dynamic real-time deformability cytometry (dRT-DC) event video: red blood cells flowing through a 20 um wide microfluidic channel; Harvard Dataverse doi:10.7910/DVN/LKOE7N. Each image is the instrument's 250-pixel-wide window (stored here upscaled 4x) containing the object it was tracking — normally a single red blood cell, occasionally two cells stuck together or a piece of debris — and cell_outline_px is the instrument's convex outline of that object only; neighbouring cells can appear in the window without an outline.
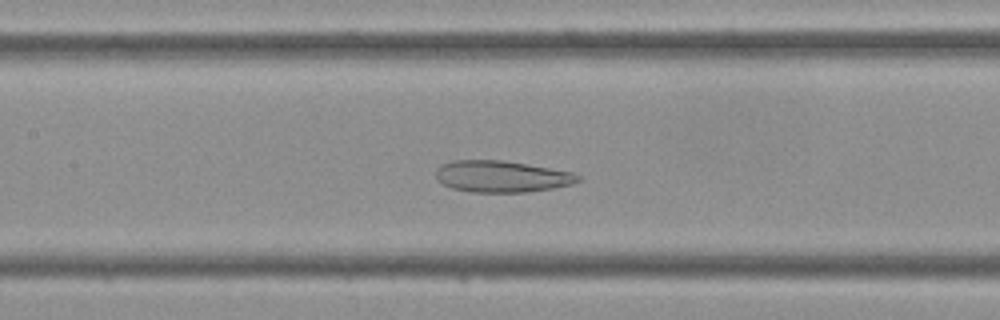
{"species": "Egyptian fruit bat (a non-hibernating species)", "species_latin": "Rousettus aegyptiacus", "temperature_condition": "cold", "stored_images_in_passage": 43, "camera_frame_rate_fps": 3000, "um_per_image_px": 0.085, "frame": {"image": 1, "passage_image": 19, "time_ms": 6.0, "image_size_px": [1000, 320], "cell_outline_px": [[580, 180], [572, 184], [552, 188], [528, 192], [472, 192], [452, 188], [444, 184], [436, 176], [436, 168], [440, 164], [452, 160], [504, 160], [572, 172], [580, 176]], "centroid_in_image_um": [42.62, 14.99], "position_along_channel_um": 164.8, "area_um2": 26.07}}
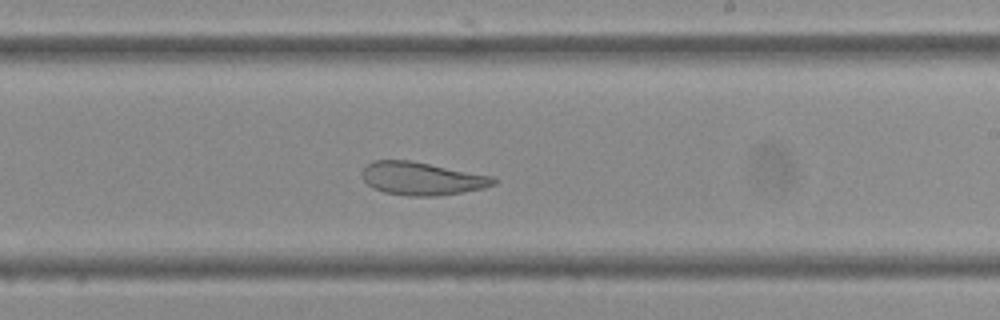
{"frame": {"image": 2, "passage_image": 25, "time_ms": 8.0, "image_size_px": [1000, 320], "cell_outline_px": [[496, 184], [484, 188], [436, 196], [408, 196], [384, 192], [372, 188], [364, 180], [360, 172], [372, 160], [412, 160], [492, 176], [496, 180]], "centroid_in_image_um": [35.83, 15.17], "position_along_channel_um": 253.2, "area_um2": 25.32}}
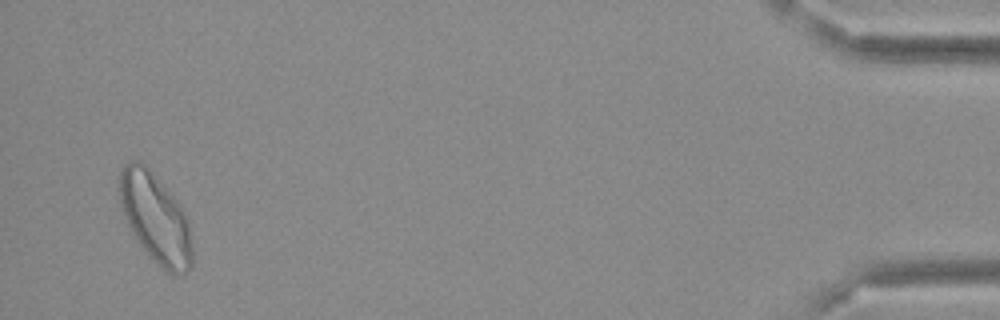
{"frame": {"image": 3, "passage_image": 42, "time_ms": 13.667, "image_size_px": [1000, 320], "cell_outline_px": [[192, 268], [176, 276], [164, 272], [160, 268], [140, 244], [132, 232], [124, 216], [120, 204], [120, 172], [124, 164], [132, 160], [140, 160], [148, 168], [180, 204], [188, 220], [192, 244]], "centroid_in_image_um": [13.23, 18.58], "position_along_channel_um": 422.0, "area_um2": 37.86}}